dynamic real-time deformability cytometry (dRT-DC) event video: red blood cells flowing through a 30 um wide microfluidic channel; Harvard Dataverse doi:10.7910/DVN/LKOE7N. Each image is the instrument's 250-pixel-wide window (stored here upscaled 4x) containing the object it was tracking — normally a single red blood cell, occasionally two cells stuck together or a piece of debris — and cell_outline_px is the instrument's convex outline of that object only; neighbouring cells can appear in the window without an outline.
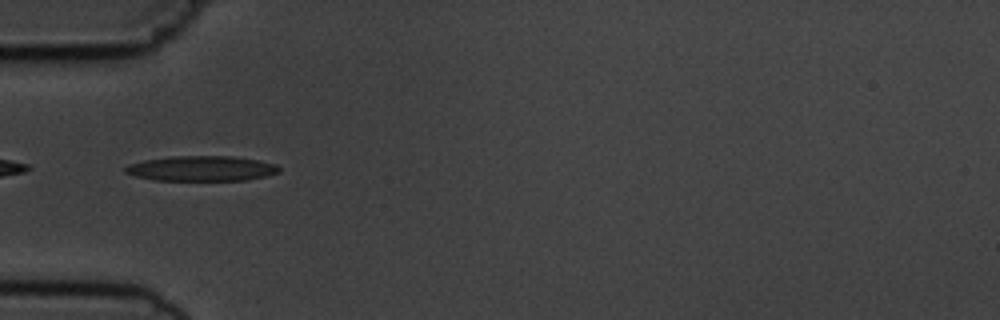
{"species": "common noctule bat (a hibernating species)", "species_latin": "Nyctalus noctula", "temperature_condition": "cold", "stored_images_in_passage": 10, "camera_frame_rate_fps": 3000, "um_per_image_px": 0.085, "animal": {"sex": "male", "body_mass_g": 19.5, "forearm_length_mm": 54.6}, "frame": {"image": 1, "passage_image": 5, "time_ms": 4.667, "image_size_px": [1000, 320], "cell_outline_px": [[280, 172], [268, 176], [248, 180], [152, 180], [136, 176], [124, 172], [124, 168], [128, 164], [144, 160], [172, 156], [232, 156], [256, 160], [276, 164], [280, 168]], "centroid_in_image_um": [17.13, 14.32], "position_along_channel_um": 67.9, "area_um2": 22.6}}
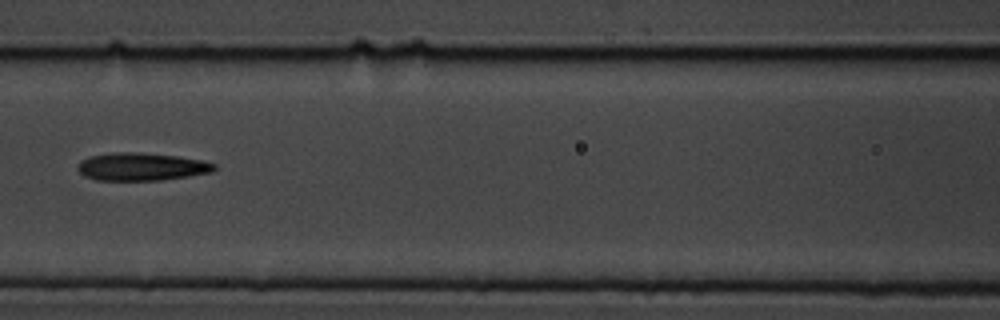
{"frame": {"image": 2, "passage_image": 7, "time_ms": 7.0, "image_size_px": [1000, 320], "cell_outline_px": [[216, 168], [212, 172], [188, 176], [160, 180], [96, 180], [84, 176], [76, 168], [80, 160], [88, 156], [116, 152], [136, 152], [176, 156], [204, 160], [216, 164]], "centroid_in_image_um": [12.01, 14.16], "position_along_channel_um": 154.6, "area_um2": 22.2}}
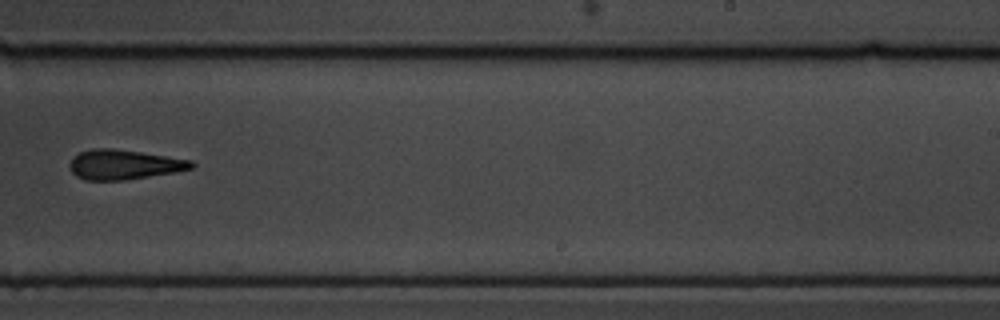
{"frame": {"image": 3, "passage_image": 10, "time_ms": 10.333, "image_size_px": [1000, 320], "cell_outline_px": [[196, 164], [192, 168], [176, 172], [124, 180], [84, 180], [76, 176], [72, 172], [68, 164], [72, 156], [80, 152], [92, 148], [112, 148], [140, 152], [192, 160]], "centroid_in_image_um": [10.51, 13.99], "position_along_channel_um": 278.5, "area_um2": 21.21}}